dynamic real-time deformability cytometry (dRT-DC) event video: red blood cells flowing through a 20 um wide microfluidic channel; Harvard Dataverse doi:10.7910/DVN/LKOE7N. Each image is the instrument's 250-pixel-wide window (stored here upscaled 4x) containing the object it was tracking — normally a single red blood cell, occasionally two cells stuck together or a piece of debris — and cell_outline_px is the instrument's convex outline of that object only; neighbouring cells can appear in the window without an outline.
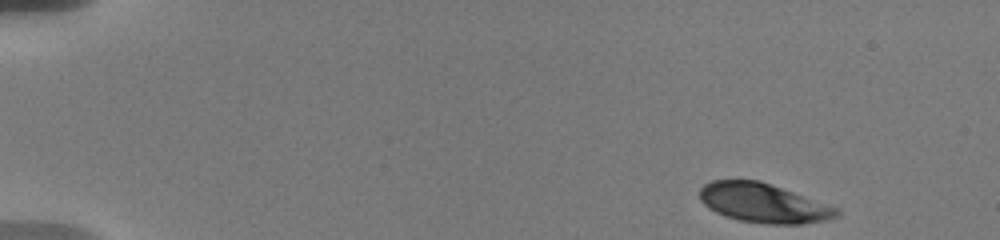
{"species": "human", "species_latin": "Homo sapiens", "temperature_condition": "warm", "stored_images_in_passage": 17, "camera_frame_rate_fps": 3000, "um_per_image_px": 0.085, "donor": {"sex": "male"}, "frame": {"image": 1, "passage_image": 1, "time_ms": 0.0, "image_size_px": [1000, 240], "cell_outline_px": [[840, 216], [828, 220], [800, 224], [764, 224], [740, 220], [724, 216], [708, 208], [700, 200], [700, 188], [704, 184], [712, 180], [760, 180], [840, 208]], "centroid_in_image_um": [64.92, 17.26], "position_along_channel_um": 20.1, "area_um2": 31.62}}
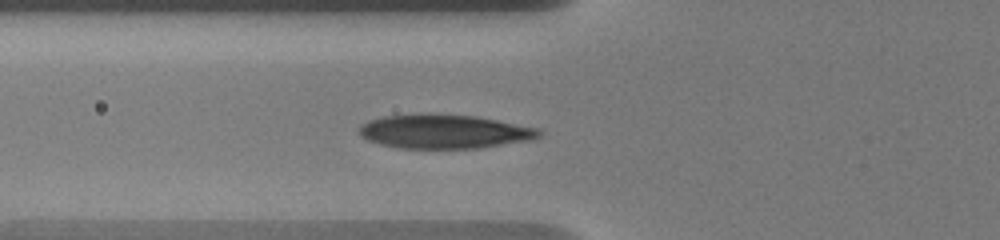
{"frame": {"image": 2, "passage_image": 15, "time_ms": 5.333, "image_size_px": [1000, 240], "cell_outline_px": [[544, 132], [540, 136], [532, 140], [480, 148], [396, 148], [380, 144], [368, 140], [360, 136], [360, 124], [368, 120], [384, 116], [428, 112], [476, 116], [540, 128]], "centroid_in_image_um": [37.78, 11.16], "position_along_channel_um": 88.0, "area_um2": 36.3}}
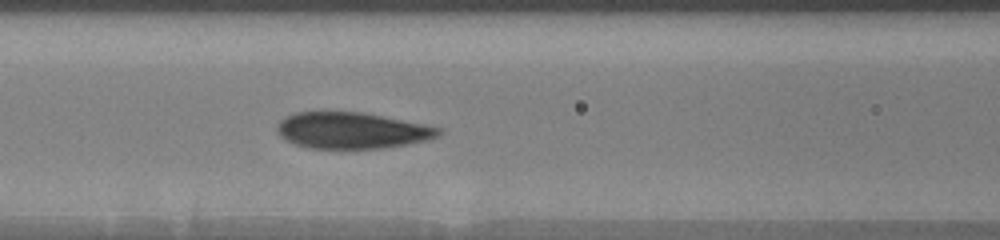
{"frame": {"image": 3, "passage_image": 17, "time_ms": 6.667, "image_size_px": [1000, 240], "cell_outline_px": [[444, 132], [436, 136], [424, 140], [408, 144], [384, 148], [308, 148], [296, 144], [280, 136], [276, 128], [276, 124], [284, 116], [296, 112], [360, 112], [440, 128]], "centroid_in_image_um": [29.84, 11.09], "position_along_channel_um": 136.8, "area_um2": 33.64}}